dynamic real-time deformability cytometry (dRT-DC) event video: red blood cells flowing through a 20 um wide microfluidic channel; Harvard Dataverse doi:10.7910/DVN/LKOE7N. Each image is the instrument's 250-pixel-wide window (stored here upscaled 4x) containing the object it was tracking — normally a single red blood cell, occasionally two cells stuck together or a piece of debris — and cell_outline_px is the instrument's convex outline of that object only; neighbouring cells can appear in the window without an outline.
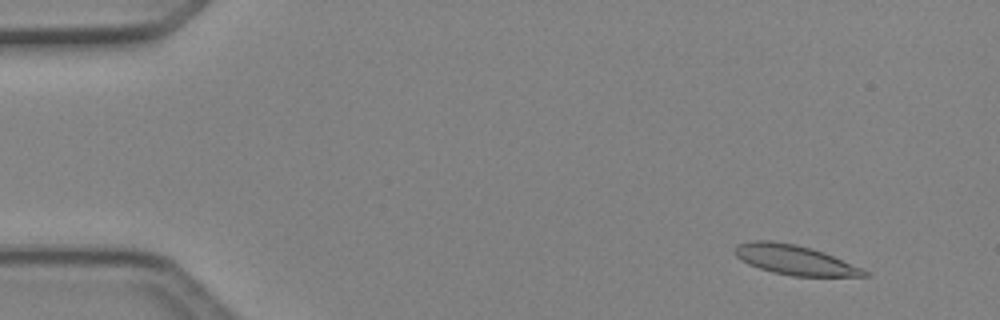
{"species": "Egyptian fruit bat (a non-hibernating species)", "species_latin": "Rousettus aegyptiacus", "temperature_condition": "cold", "stored_images_in_passage": 4, "camera_frame_rate_fps": 3000, "um_per_image_px": 0.085, "animal": {"sex": "female"}, "frame": {"image": 1, "passage_image": 2, "time_ms": 0.333, "image_size_px": [1000, 320], "cell_outline_px": [[868, 276], [792, 276], [772, 272], [748, 264], [736, 256], [732, 248], [736, 244], [752, 240], [772, 240], [796, 244], [812, 248], [824, 252], [860, 268], [868, 272]], "centroid_in_image_um": [67.46, 22.07], "position_along_channel_um": 17.5, "area_um2": 22.37}}